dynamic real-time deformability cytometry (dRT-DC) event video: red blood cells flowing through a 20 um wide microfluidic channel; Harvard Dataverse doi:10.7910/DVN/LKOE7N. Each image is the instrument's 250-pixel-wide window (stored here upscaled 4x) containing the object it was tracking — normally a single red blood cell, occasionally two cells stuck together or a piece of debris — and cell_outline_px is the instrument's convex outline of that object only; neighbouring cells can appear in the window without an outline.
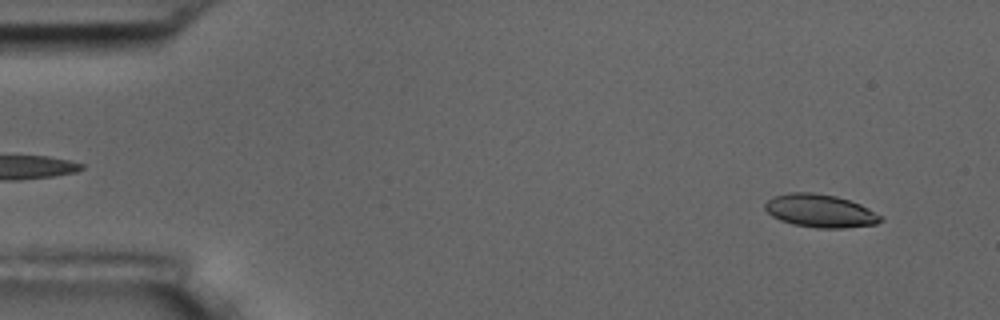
{"species": "common noctule bat (a hibernating species)", "species_latin": "Nyctalus noctula", "temperature_condition": "room temperature", "stored_images_in_passage": 55, "camera_frame_rate_fps": 3000, "um_per_image_px": 0.085, "animal": {"sex": "male", "body_mass_g": 17.5, "forearm_length_mm": 52.3}, "frame": {"image": 1, "passage_image": 4, "time_ms": 1.0, "image_size_px": [1000, 320], "cell_outline_px": [[884, 220], [876, 224], [844, 228], [816, 228], [792, 224], [780, 220], [772, 216], [764, 208], [764, 204], [772, 196], [788, 192], [812, 192], [836, 196], [860, 204], [884, 216]], "centroid_in_image_um": [69.72, 17.92], "position_along_channel_um": 15.3, "area_um2": 22.48}}
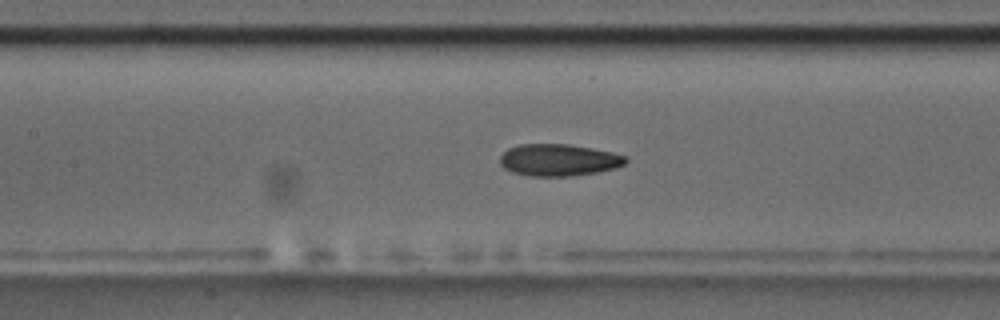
{"frame": {"image": 2, "passage_image": 25, "time_ms": 8.0, "image_size_px": [1000, 320], "cell_outline_px": [[628, 160], [624, 164], [616, 168], [596, 172], [572, 176], [528, 176], [512, 172], [504, 168], [500, 164], [500, 156], [508, 148], [520, 144], [568, 144], [592, 148], [612, 152], [624, 156]], "centroid_in_image_um": [47.46, 13.6], "position_along_channel_um": 159.9, "area_um2": 23.41}}
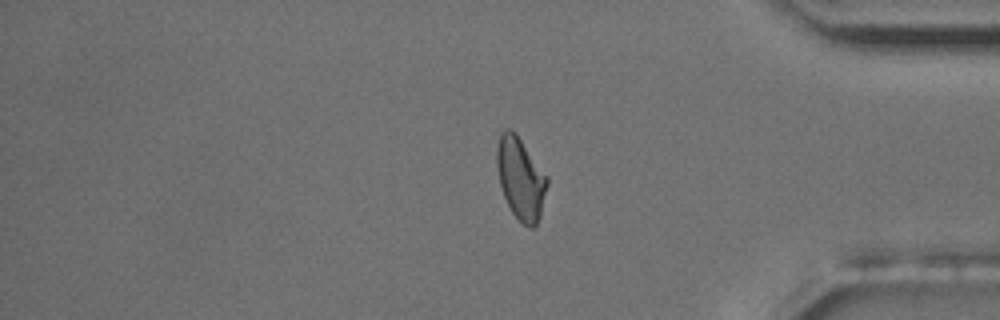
{"frame": {"image": 3, "passage_image": 46, "time_ms": 15.0, "image_size_px": [1000, 320], "cell_outline_px": [[548, 184], [540, 216], [536, 224], [532, 228], [528, 228], [512, 212], [504, 196], [500, 184], [496, 164], [496, 148], [500, 132], [504, 128], [508, 128], [516, 132], [548, 176]], "centroid_in_image_um": [44.25, 15.11], "position_along_channel_um": 390.9, "area_um2": 24.16}, "authors_computed_cell_mechanics": {"area_um2": 23.2934, "velocity_mm_per_s": 3.6147, "shape_relaxation_time_tau1_ms": null, "shape_relaxation_time_tau2_ms": 2.5617, "deformation_change_tau1": null, "deformation_change_tau2": 0.0916}}